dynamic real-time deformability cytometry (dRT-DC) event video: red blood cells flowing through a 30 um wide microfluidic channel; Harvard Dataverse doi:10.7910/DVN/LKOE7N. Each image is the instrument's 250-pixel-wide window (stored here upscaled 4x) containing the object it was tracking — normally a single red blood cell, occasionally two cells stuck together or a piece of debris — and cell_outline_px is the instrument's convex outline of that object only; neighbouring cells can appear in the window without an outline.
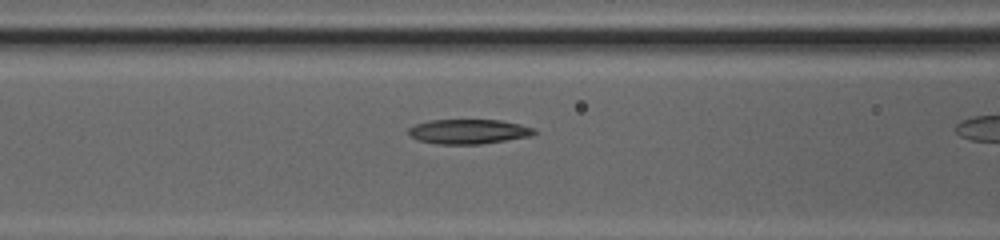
{"species": "common noctule bat (a hibernating species)", "species_latin": "Nyctalus noctula", "temperature_condition": "cold", "stored_images_in_passage": 17, "camera_frame_rate_fps": 3000, "um_per_image_px": 0.085, "animal": {"sex": "female", "body_mass_g": 20.0, "forearm_length_mm": 54.0}, "frame": {"image": 1, "passage_image": 15, "time_ms": 4.667, "image_size_px": [1000, 240], "cell_outline_px": [[536, 132], [532, 136], [480, 144], [436, 144], [416, 140], [408, 136], [408, 128], [416, 124], [428, 120], [500, 120], [520, 124], [532, 128]], "centroid_in_image_um": [39.77, 11.18], "position_along_channel_um": 126.8, "area_um2": 18.15}}